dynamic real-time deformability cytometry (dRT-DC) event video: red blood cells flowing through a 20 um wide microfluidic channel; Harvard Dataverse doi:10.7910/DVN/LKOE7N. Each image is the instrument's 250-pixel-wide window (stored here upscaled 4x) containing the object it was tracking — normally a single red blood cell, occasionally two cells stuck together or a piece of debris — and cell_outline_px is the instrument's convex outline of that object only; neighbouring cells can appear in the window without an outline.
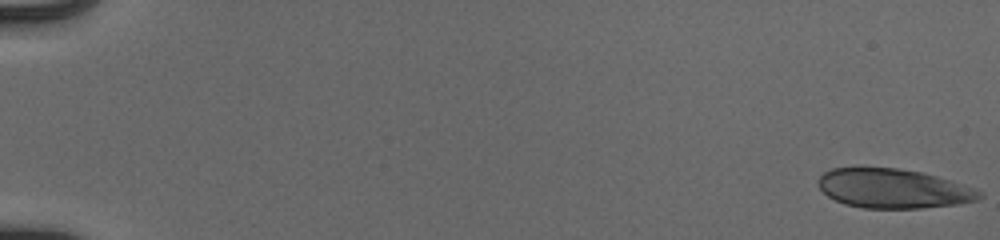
{"species": "human", "species_latin": "Homo sapiens", "temperature_condition": "cold", "stored_images_in_passage": 16, "camera_frame_rate_fps": 3000, "um_per_image_px": 0.085, "donor": {"sex": "male"}, "frame": {"image": 1, "passage_image": 1, "time_ms": 0.0, "image_size_px": [1000, 240], "cell_outline_px": [[984, 196], [976, 200], [956, 204], [920, 208], [864, 208], [844, 204], [828, 196], [820, 188], [816, 180], [824, 172], [832, 168], [896, 168], [924, 172], [976, 188], [984, 192]], "centroid_in_image_um": [75.95, 16.02], "position_along_channel_um": 9.0, "area_um2": 36.99}}
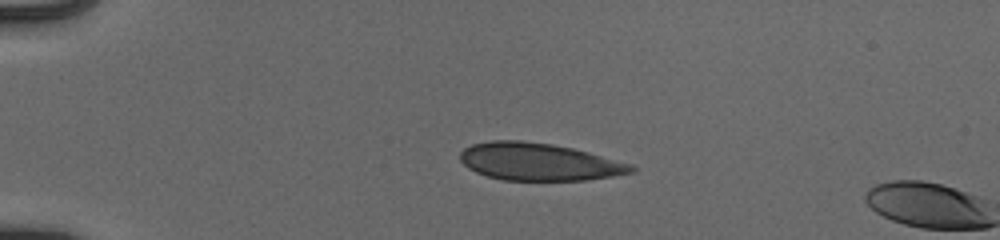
{"frame": {"image": 2, "passage_image": 14, "time_ms": 4.333, "image_size_px": [1000, 240], "cell_outline_px": [[636, 172], [612, 176], [584, 180], [500, 180], [476, 172], [468, 168], [460, 160], [460, 152], [464, 148], [472, 144], [492, 140], [520, 140], [552, 144], [572, 148], [588, 152], [632, 164], [636, 168]], "centroid_in_image_um": [45.8, 13.75], "position_along_channel_um": 39.2, "area_um2": 37.34}}